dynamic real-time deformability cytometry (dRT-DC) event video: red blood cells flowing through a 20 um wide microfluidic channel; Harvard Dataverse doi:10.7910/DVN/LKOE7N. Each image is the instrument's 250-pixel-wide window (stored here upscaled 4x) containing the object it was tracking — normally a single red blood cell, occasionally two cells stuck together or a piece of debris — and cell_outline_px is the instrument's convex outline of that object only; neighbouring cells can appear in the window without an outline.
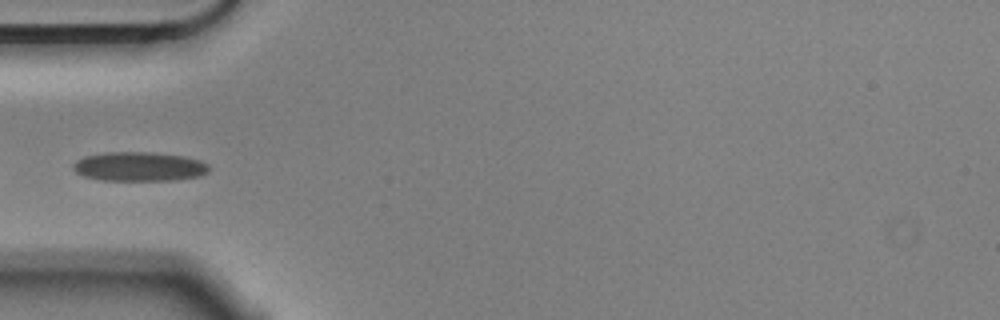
{"species": "Egyptian fruit bat (a non-hibernating species)", "species_latin": "Rousettus aegyptiacus", "temperature_condition": "cold", "stored_images_in_passage": 5, "camera_frame_rate_fps": 3000, "um_per_image_px": 0.085, "animal": {"sex": "male"}, "frame": {"image": 1, "passage_image": 5, "time_ms": 1.333, "image_size_px": [1000, 320], "cell_outline_px": [[208, 172], [200, 176], [176, 180], [100, 180], [84, 176], [76, 172], [72, 168], [72, 164], [76, 160], [84, 156], [108, 152], [152, 152], [184, 156], [200, 160], [208, 164]], "centroid_in_image_um": [11.82, 14.15], "position_along_channel_um": 73.2, "area_um2": 23.24}}